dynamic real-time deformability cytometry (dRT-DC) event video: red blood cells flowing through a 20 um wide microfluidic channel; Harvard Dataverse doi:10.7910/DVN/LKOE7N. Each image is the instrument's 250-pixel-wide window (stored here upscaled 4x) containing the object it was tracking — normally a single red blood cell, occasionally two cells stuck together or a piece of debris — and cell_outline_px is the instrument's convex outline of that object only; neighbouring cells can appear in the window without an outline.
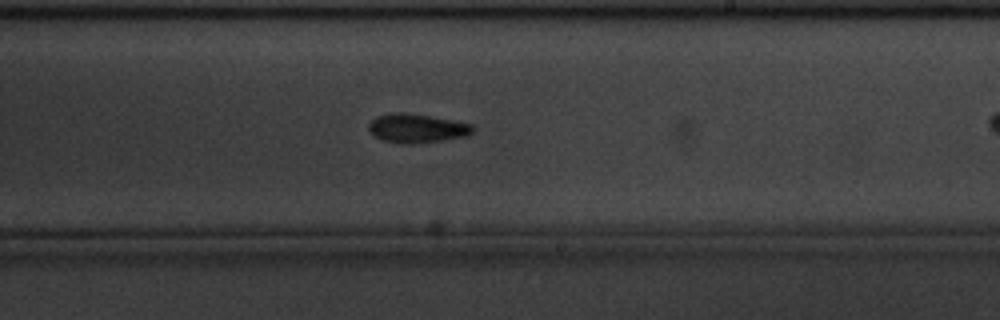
{"species": "common noctule bat (a hibernating species)", "species_latin": "Nyctalus noctula", "temperature_condition": "cold", "stored_images_in_passage": 43, "camera_frame_rate_fps": 3000, "um_per_image_px": 0.085, "animal": {"sex": "male", "body_mass_g": 20.1, "forearm_length_mm": 53.5}, "frame": {"image": 1, "passage_image": 31, "time_ms": 10.0, "image_size_px": [1000, 320], "cell_outline_px": [[476, 128], [468, 136], [412, 144], [400, 144], [380, 140], [368, 132], [368, 124], [376, 116], [392, 112], [404, 112], [452, 120], [472, 124]], "centroid_in_image_um": [35.38, 10.91], "position_along_channel_um": 253.6, "area_um2": 17.74}}